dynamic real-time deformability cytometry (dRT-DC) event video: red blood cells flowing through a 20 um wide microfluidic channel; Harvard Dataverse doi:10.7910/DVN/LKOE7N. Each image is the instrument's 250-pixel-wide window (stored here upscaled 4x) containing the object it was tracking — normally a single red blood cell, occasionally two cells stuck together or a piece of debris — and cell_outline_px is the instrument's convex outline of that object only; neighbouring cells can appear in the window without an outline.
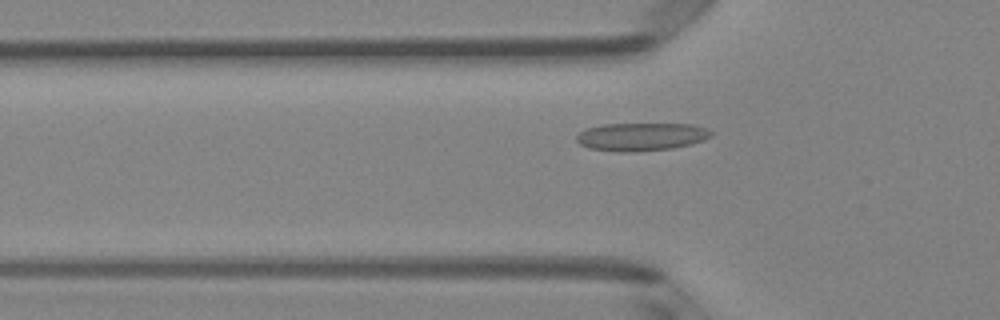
{"species": "Egyptian fruit bat (a non-hibernating species)", "species_latin": "Rousettus aegyptiacus", "temperature_condition": "room temperature", "stored_images_in_passage": 40, "camera_frame_rate_fps": 3000, "um_per_image_px": 0.085, "animal": {"sex": "female"}, "frame": {"image": 1, "passage_image": 6, "time_ms": 1.667, "image_size_px": [1000, 320], "cell_outline_px": [[712, 136], [704, 140], [692, 144], [672, 148], [636, 152], [620, 152], [588, 148], [580, 144], [576, 140], [576, 136], [584, 128], [604, 124], [692, 124], [704, 128], [712, 132]], "centroid_in_image_um": [54.48, 11.62], "position_along_channel_um": 71.3, "area_um2": 22.08}}
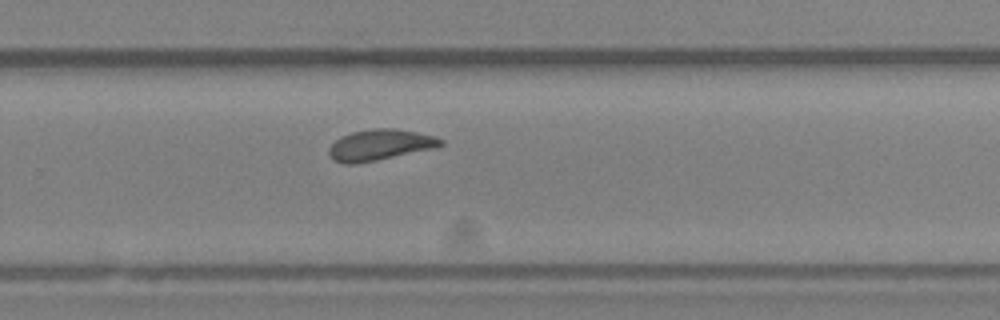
{"frame": {"image": 2, "passage_image": 23, "time_ms": 7.333, "image_size_px": [1000, 320], "cell_outline_px": [[444, 144], [436, 148], [356, 164], [344, 164], [332, 160], [328, 152], [328, 148], [340, 136], [352, 132], [376, 128], [396, 128], [436, 136], [444, 140]], "centroid_in_image_um": [32.3, 12.32], "position_along_channel_um": 297.5, "area_um2": 20.29}}
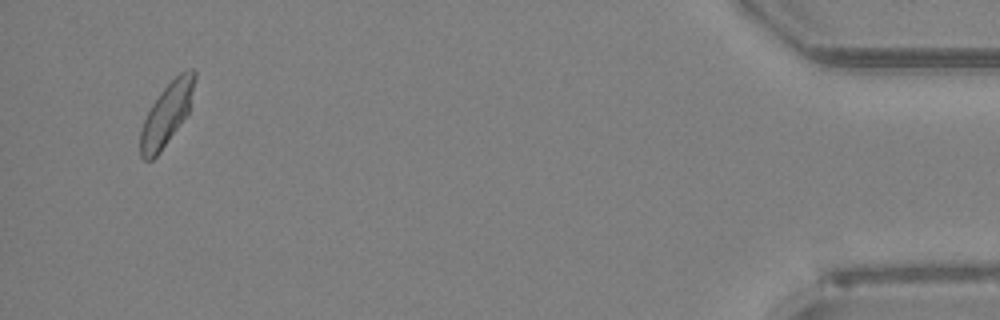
{"frame": {"image": 3, "passage_image": 38, "time_ms": 12.333, "image_size_px": [1000, 320], "cell_outline_px": [[196, 76], [188, 112], [160, 152], [152, 160], [144, 160], [140, 156], [140, 132], [144, 120], [152, 104], [160, 92], [180, 72], [192, 68], [196, 72]], "centroid_in_image_um": [14.15, 9.7], "position_along_channel_um": 421.0, "area_um2": 19.25}, "authors_computed_cell_mechanics": {"area_um2": 19.7098, "velocity_mm_per_s": 3.9967, "shape_relaxation_time_tau1_ms": 9.2233, "shape_relaxation_time_tau2_ms": 0.3571, "deformation_change_tau1": 0.1864, "deformation_change_tau2": 0.0509}}